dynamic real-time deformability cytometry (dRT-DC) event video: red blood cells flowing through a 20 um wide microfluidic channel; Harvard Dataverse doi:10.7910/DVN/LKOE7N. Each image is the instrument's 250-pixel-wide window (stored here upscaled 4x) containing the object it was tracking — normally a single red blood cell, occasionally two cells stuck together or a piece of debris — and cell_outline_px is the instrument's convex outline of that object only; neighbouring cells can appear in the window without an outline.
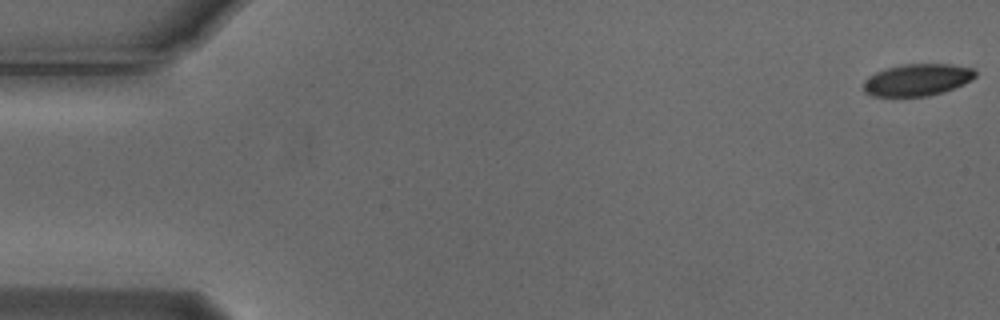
{"species": "Egyptian fruit bat (a non-hibernating species)", "species_latin": "Rousettus aegyptiacus", "temperature_condition": "cold", "stored_images_in_passage": 5, "camera_frame_rate_fps": 3000, "um_per_image_px": 0.085, "animal": {"sex": "male"}, "frame": {"image": 1, "passage_image": 1, "time_ms": 0.0, "image_size_px": [1000, 320], "cell_outline_px": [[976, 76], [972, 80], [964, 84], [944, 92], [928, 96], [872, 96], [864, 92], [864, 80], [868, 76], [876, 72], [888, 68], [904, 64], [952, 64], [972, 68], [976, 72]], "centroid_in_image_um": [77.98, 6.79], "position_along_channel_um": 7.0, "area_um2": 20.87}}
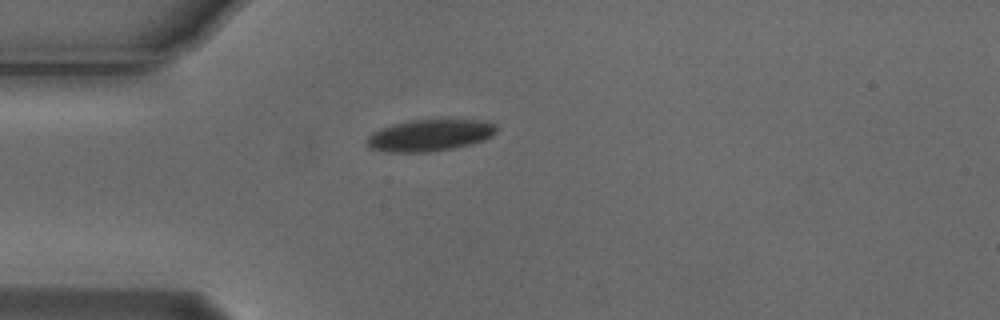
{"frame": {"image": 2, "passage_image": 5, "time_ms": 1.333, "image_size_px": [1000, 320], "cell_outline_px": [[496, 132], [492, 136], [484, 140], [452, 148], [428, 152], [388, 152], [368, 148], [364, 144], [368, 136], [372, 132], [380, 128], [392, 124], [408, 120], [444, 116], [488, 120], [496, 124]], "centroid_in_image_um": [36.56, 11.43], "position_along_channel_um": 48.4, "area_um2": 25.26}}